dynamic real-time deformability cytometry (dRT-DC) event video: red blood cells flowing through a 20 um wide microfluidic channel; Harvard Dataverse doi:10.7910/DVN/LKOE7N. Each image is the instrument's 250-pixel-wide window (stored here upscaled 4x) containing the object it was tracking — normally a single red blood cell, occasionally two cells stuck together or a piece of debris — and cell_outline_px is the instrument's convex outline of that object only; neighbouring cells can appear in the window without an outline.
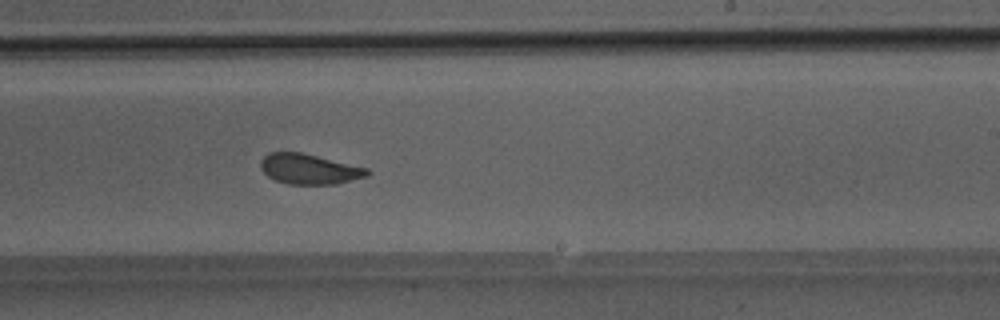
{"species": "Egyptian fruit bat (a non-hibernating species)", "species_latin": "Rousettus aegyptiacus", "temperature_condition": "room temperature", "stored_images_in_passage": 38, "camera_frame_rate_fps": 3000, "um_per_image_px": 0.085, "animal": {"sex": "male"}, "frame": {"image": 1, "passage_image": 22, "time_ms": 7.0, "image_size_px": [1000, 320], "cell_outline_px": [[372, 172], [368, 176], [336, 184], [288, 184], [276, 180], [268, 176], [260, 168], [260, 160], [268, 152], [300, 152], [368, 168]], "centroid_in_image_um": [26.29, 14.37], "position_along_channel_um": 262.7, "area_um2": 18.79}}